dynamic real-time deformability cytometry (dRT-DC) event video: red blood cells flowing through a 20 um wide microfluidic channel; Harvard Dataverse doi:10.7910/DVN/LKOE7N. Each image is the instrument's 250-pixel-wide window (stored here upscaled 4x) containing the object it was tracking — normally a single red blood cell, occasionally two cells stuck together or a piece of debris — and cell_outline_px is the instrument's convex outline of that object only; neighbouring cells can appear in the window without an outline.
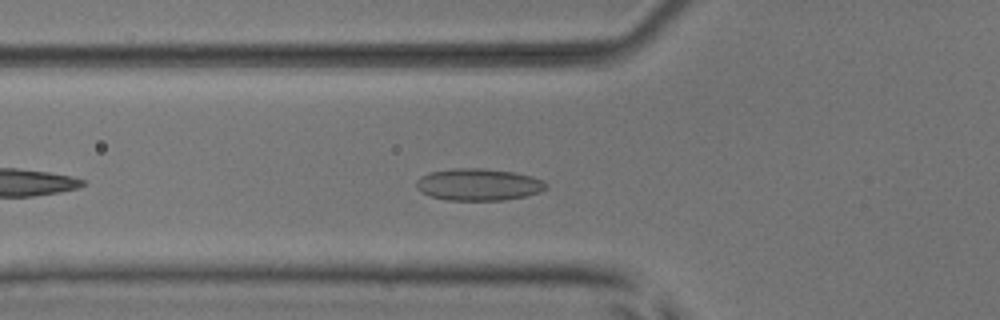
{"species": "common noctule bat (a hibernating species)", "species_latin": "Nyctalus noctula", "temperature_condition": "room temperature", "stored_images_in_passage": 40, "camera_frame_rate_fps": 3000, "um_per_image_px": 0.085, "animal": {"sex": "male", "body_mass_g": 17.9, "forearm_length_mm": 54.2}, "frame": {"image": 1, "passage_image": 6, "time_ms": 1.667, "image_size_px": [1000, 320], "cell_outline_px": [[548, 188], [540, 192], [524, 196], [504, 200], [448, 200], [432, 196], [420, 192], [416, 188], [416, 180], [420, 176], [432, 172], [452, 168], [484, 168], [512, 172], [532, 176], [544, 180], [548, 184]], "centroid_in_image_um": [40.68, 15.68], "position_along_channel_um": 85.1, "area_um2": 24.28}}
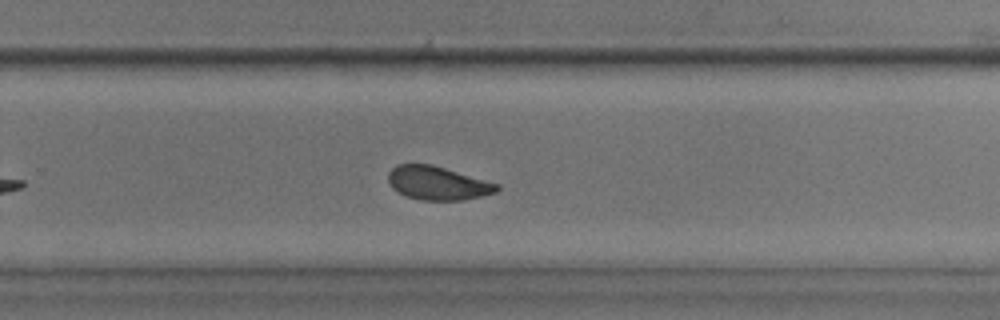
{"frame": {"image": 2, "passage_image": 22, "time_ms": 7.0, "image_size_px": [1000, 320], "cell_outline_px": [[500, 188], [496, 192], [464, 200], [420, 200], [408, 196], [392, 188], [388, 180], [388, 172], [396, 164], [432, 164], [500, 184]], "centroid_in_image_um": [37.21, 15.56], "position_along_channel_um": 292.6, "area_um2": 21.21}}
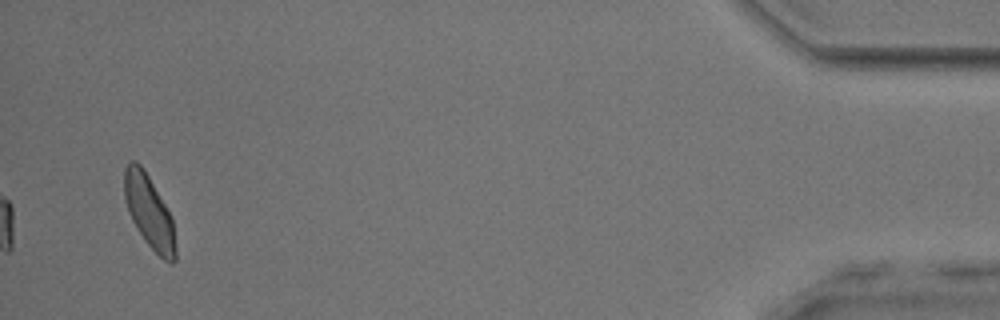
{"frame": {"image": 3, "passage_image": 38, "time_ms": 12.333, "image_size_px": [1000, 320], "cell_outline_px": [[176, 260], [172, 264], [164, 260], [144, 240], [132, 220], [128, 212], [124, 196], [124, 168], [132, 160], [136, 160], [144, 168], [172, 216], [176, 248]], "centroid_in_image_um": [12.68, 17.99], "position_along_channel_um": 422.5, "area_um2": 21.79}, "authors_computed_cell_mechanics": {"area_um2": 21.7039, "velocity_mm_per_s": 3.896, "shape_relaxation_time_tau1_ms": 3.937, "shape_relaxation_time_tau2_ms": 1.9803, "deformation_change_tau1": 0.0809, "deformation_change_tau2": 0.0629}}